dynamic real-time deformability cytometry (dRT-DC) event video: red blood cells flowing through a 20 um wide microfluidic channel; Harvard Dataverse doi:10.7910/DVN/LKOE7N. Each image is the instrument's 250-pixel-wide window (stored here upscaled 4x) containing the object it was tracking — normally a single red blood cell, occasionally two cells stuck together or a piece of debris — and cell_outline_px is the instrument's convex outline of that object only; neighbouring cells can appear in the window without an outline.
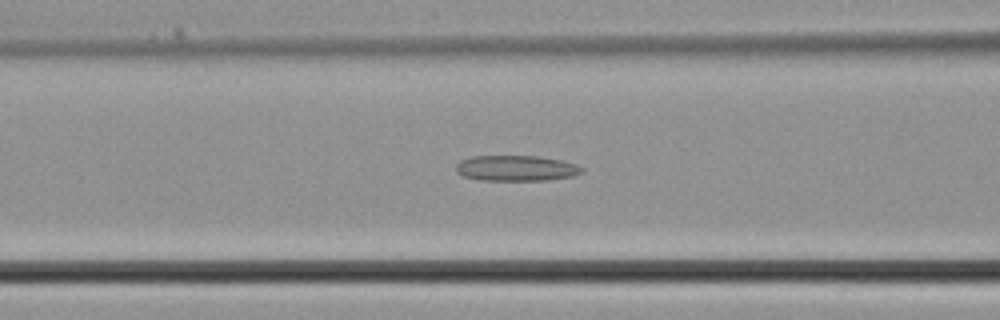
{"species": "common noctule bat (a hibernating species)", "species_latin": "Nyctalus noctula", "temperature_condition": "cold", "stored_images_in_passage": 36, "camera_frame_rate_fps": 3000, "um_per_image_px": 0.085, "animal": {"sex": "male", "body_mass_g": 21.5, "forearm_length_mm": 52.0}, "frame": {"image": 1, "passage_image": 14, "time_ms": 4.333, "image_size_px": [1000, 320], "cell_outline_px": [[584, 172], [576, 176], [548, 180], [480, 180], [460, 176], [456, 172], [456, 164], [460, 160], [472, 156], [536, 156], [564, 160], [576, 164], [584, 168]], "centroid_in_image_um": [43.9, 14.3], "position_along_channel_um": 122.7, "area_um2": 19.13}}
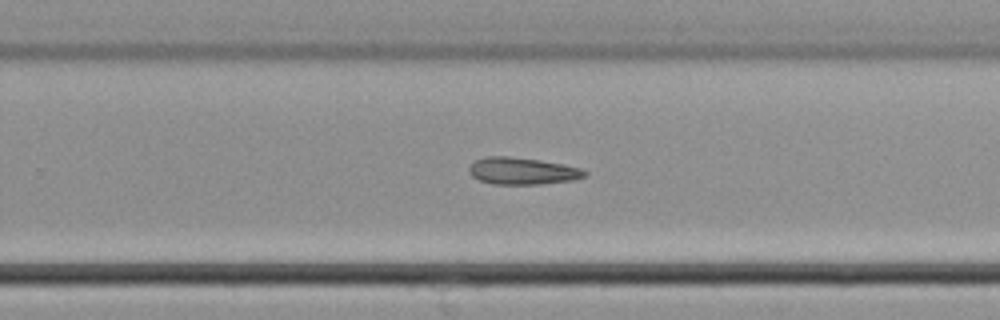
{"frame": {"image": 2, "passage_image": 23, "time_ms": 7.333, "image_size_px": [1000, 320], "cell_outline_px": [[588, 172], [584, 176], [572, 180], [540, 184], [492, 184], [480, 180], [472, 176], [468, 168], [476, 160], [488, 156], [508, 156], [536, 160], [560, 164], [580, 168]], "centroid_in_image_um": [44.37, 14.54], "position_along_channel_um": 285.4, "area_um2": 17.8}}
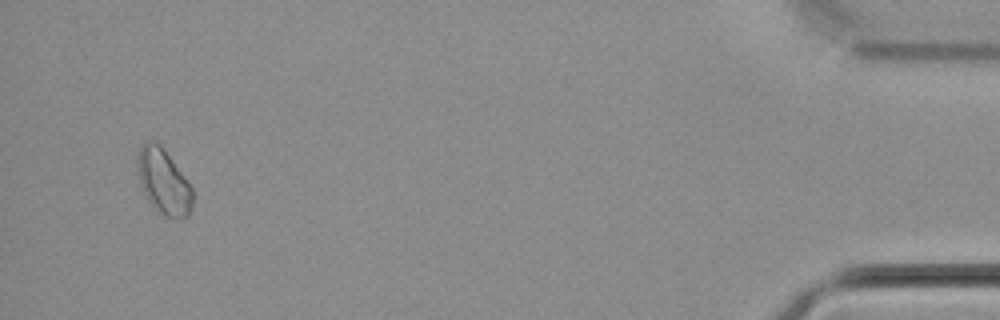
{"frame": {"image": 3, "passage_image": 35, "time_ms": 11.333, "image_size_px": [1000, 320], "cell_outline_px": [[192, 204], [188, 216], [180, 220], [176, 220], [164, 216], [148, 200], [140, 184], [136, 172], [136, 156], [140, 148], [148, 140], [160, 144], [192, 188]], "centroid_in_image_um": [13.87, 15.46], "position_along_channel_um": 421.3, "area_um2": 20.81}}